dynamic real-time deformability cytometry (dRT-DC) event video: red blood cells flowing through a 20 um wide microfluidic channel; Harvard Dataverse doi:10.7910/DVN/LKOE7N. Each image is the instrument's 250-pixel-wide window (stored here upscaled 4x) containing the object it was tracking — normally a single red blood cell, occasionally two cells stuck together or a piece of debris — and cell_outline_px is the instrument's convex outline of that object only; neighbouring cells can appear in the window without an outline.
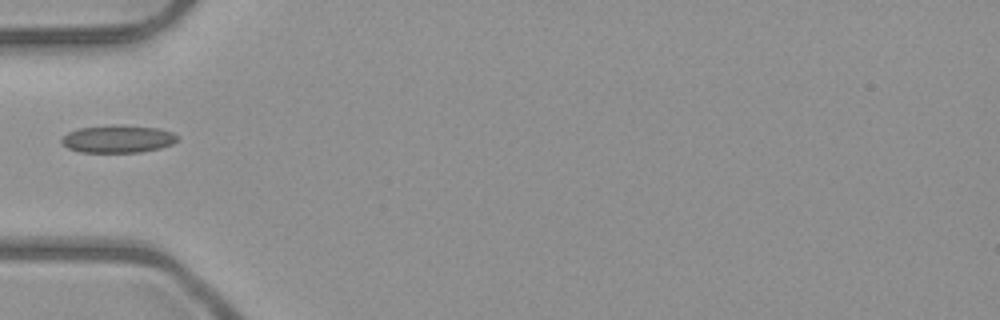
{"species": "common noctule bat (a hibernating species)", "species_latin": "Nyctalus noctula", "temperature_condition": "room temperature", "stored_images_in_passage": 1, "camera_frame_rate_fps": 3000, "um_per_image_px": 0.085, "animal": {"sex": "male", "body_mass_g": 23.1, "forearm_length_mm": 52.7}, "frame": {"image": 1, "passage_image": 1, "time_ms": 0.0, "image_size_px": [1000, 320], "cell_outline_px": [[176, 140], [172, 144], [160, 148], [140, 152], [80, 152], [68, 148], [60, 140], [68, 132], [80, 128], [112, 124], [120, 124], [160, 128], [172, 132], [176, 136]], "centroid_in_image_um": [10.02, 11.79], "position_along_channel_um": 75.0, "area_um2": 18.67}}